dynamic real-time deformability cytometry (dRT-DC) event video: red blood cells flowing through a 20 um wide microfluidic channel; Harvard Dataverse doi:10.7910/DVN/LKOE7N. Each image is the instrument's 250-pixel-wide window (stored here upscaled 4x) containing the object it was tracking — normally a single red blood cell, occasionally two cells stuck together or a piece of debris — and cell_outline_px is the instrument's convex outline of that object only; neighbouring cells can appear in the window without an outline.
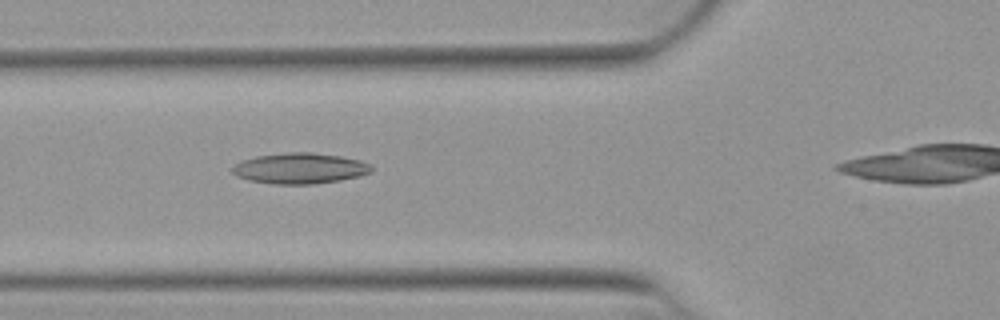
{"species": "Egyptian fruit bat (a non-hibernating species)", "species_latin": "Rousettus aegyptiacus", "temperature_condition": "warm", "stored_images_in_passage": 28, "camera_frame_rate_fps": 3000, "um_per_image_px": 0.085, "animal": {"sex": "female"}, "frame": {"image": 1, "passage_image": 6, "time_ms": 1.667, "image_size_px": [1000, 320], "cell_outline_px": [[372, 172], [360, 176], [340, 180], [312, 184], [272, 184], [248, 180], [236, 176], [232, 172], [232, 168], [236, 164], [244, 160], [256, 156], [292, 152], [308, 152], [340, 156], [360, 160], [372, 164]], "centroid_in_image_um": [25.52, 14.31], "position_along_channel_um": 100.3, "area_um2": 24.85}}
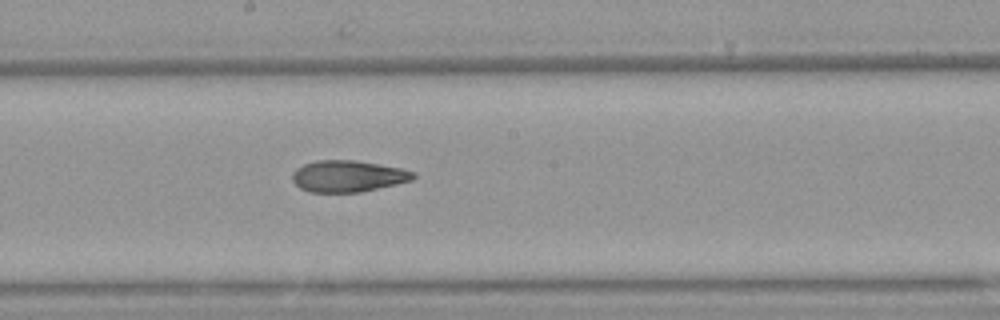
{"frame": {"image": 2, "passage_image": 15, "time_ms": 4.667, "image_size_px": [1000, 320], "cell_outline_px": [[416, 176], [412, 180], [396, 184], [360, 192], [308, 192], [300, 188], [292, 180], [292, 172], [296, 168], [304, 164], [316, 160], [352, 160], [380, 164], [400, 168], [416, 172]], "centroid_in_image_um": [29.56, 14.97], "position_along_channel_um": 218.6, "area_um2": 22.25}}
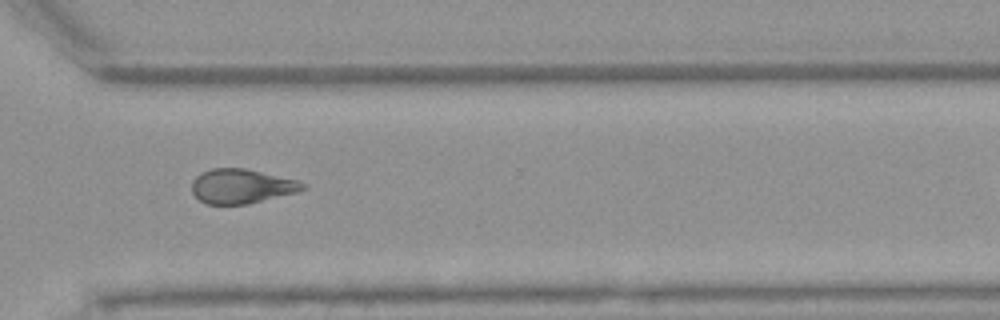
{"frame": {"image": 3, "passage_image": 25, "time_ms": 8.0, "image_size_px": [1000, 320], "cell_outline_px": [[308, 188], [296, 192], [248, 204], [208, 204], [200, 200], [192, 192], [192, 180], [200, 172], [212, 168], [244, 168], [300, 180], [308, 184]], "centroid_in_image_um": [20.56, 15.82], "position_along_channel_um": 350.0, "area_um2": 22.43}, "authors_computed_cell_mechanics": {"area_um2": 22.4842, "velocity_mm_per_s": 3.9488, "shape_relaxation_time_tau1_ms": null, "shape_relaxation_time_tau2_ms": 4.8018, "deformation_change_tau1": null, "deformation_change_tau2": 0.1436}}